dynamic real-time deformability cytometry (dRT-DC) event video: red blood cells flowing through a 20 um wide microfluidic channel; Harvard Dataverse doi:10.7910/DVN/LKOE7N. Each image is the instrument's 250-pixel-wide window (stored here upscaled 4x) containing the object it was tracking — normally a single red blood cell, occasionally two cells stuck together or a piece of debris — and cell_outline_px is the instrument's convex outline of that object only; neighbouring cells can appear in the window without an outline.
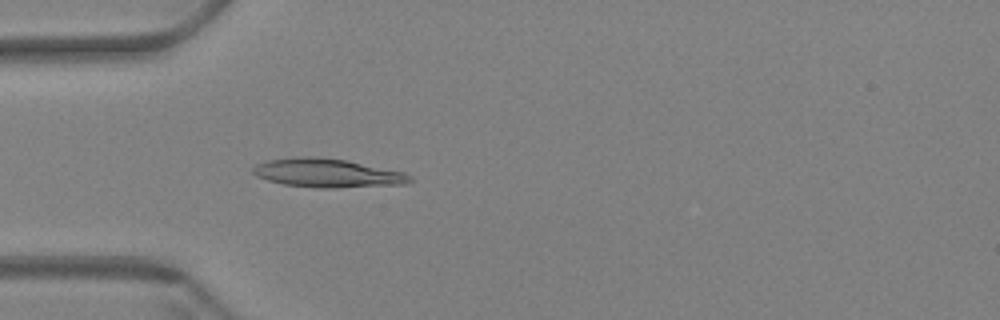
{"species": "Egyptian fruit bat (a non-hibernating species)", "species_latin": "Rousettus aegyptiacus", "temperature_condition": "warm", "stored_images_in_passage": 60, "camera_frame_rate_fps": 3000, "um_per_image_px": 0.085, "animal": {"sex": "female"}, "frame": {"image": 1, "passage_image": 18, "time_ms": 5.667, "image_size_px": [1000, 320], "cell_outline_px": [[412, 180], [408, 184], [336, 188], [316, 188], [284, 184], [268, 180], [256, 176], [252, 172], [252, 168], [256, 164], [268, 160], [300, 156], [308, 156], [344, 160], [404, 172], [412, 176]], "centroid_in_image_um": [27.83, 14.72], "position_along_channel_um": 57.2, "area_um2": 26.18}}
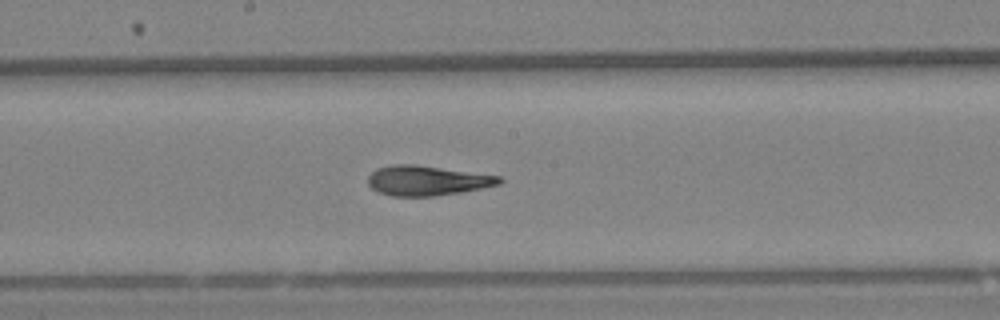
{"frame": {"image": 2, "passage_image": 32, "time_ms": 10.333, "image_size_px": [1000, 320], "cell_outline_px": [[504, 180], [500, 184], [460, 192], [432, 196], [392, 196], [380, 192], [372, 188], [368, 184], [368, 176], [376, 168], [392, 164], [412, 164], [500, 176]], "centroid_in_image_um": [36.27, 15.34], "position_along_channel_um": 211.9, "area_um2": 22.6}}
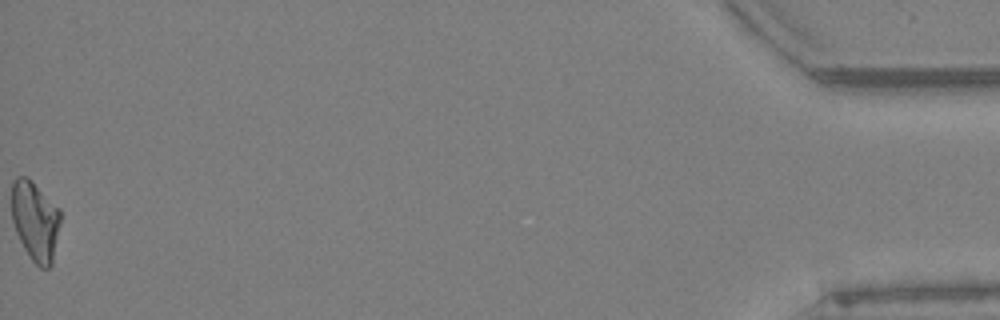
{"frame": {"image": 3, "passage_image": 60, "time_ms": 19.667, "image_size_px": [1000, 320], "cell_outline_px": [[60, 224], [52, 264], [48, 268], [40, 268], [28, 256], [16, 232], [12, 220], [12, 180], [16, 176], [28, 176], [60, 208]], "centroid_in_image_um": [2.99, 18.75], "position_along_channel_um": 432.2, "area_um2": 22.89}, "authors_computed_cell_mechanics": {"area_um2": 23.2934, "velocity_mm_per_s": 3.4351, "shape_relaxation_time_tau1_ms": null, "shape_relaxation_time_tau2_ms": 3.8606, "deformation_change_tau1": null, "deformation_change_tau2": 0.1081}}